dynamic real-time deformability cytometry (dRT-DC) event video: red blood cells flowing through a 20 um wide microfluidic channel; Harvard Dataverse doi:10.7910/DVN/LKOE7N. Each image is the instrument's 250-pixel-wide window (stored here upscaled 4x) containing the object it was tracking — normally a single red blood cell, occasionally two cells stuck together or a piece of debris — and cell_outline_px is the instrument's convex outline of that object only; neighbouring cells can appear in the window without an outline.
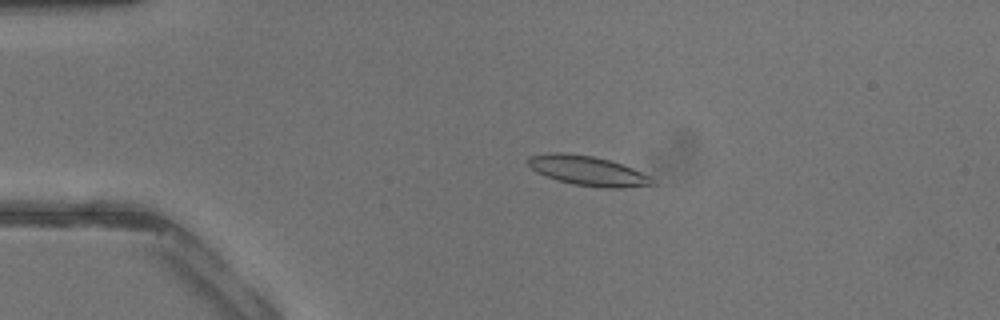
{"species": "common noctule bat (a hibernating species)", "species_latin": "Nyctalus noctula", "temperature_condition": "warm", "stored_images_in_passage": 42, "camera_frame_rate_fps": 3000, "um_per_image_px": 0.085, "animal": {"sex": "male", "body_mass_g": 13.3}, "frame": {"image": 1, "passage_image": 10, "time_ms": 3.0, "image_size_px": [1000, 320], "cell_outline_px": [[656, 184], [624, 188], [604, 188], [572, 184], [556, 180], [536, 172], [528, 164], [528, 156], [552, 152], [568, 152], [592, 156], [608, 160], [632, 168], [652, 176], [656, 180]], "centroid_in_image_um": [49.98, 14.52], "position_along_channel_um": 35.0, "area_um2": 21.68}}
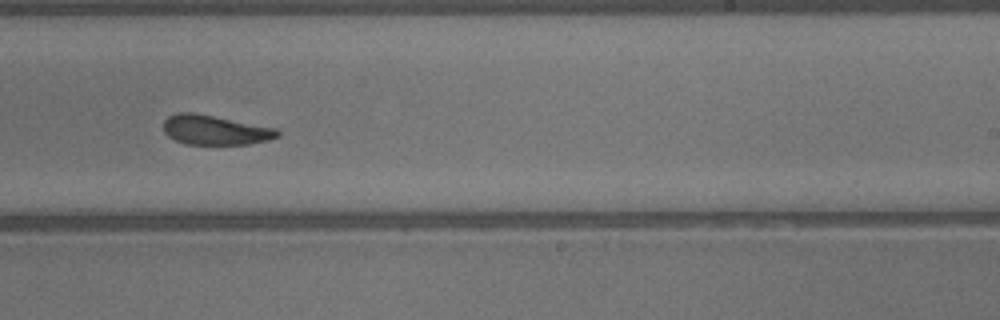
{"frame": {"image": 2, "passage_image": 27, "time_ms": 8.667, "image_size_px": [1000, 320], "cell_outline_px": [[280, 136], [268, 140], [248, 144], [184, 144], [168, 136], [164, 132], [164, 120], [168, 116], [176, 112], [192, 112], [276, 128], [280, 132]], "centroid_in_image_um": [18.26, 11.05], "position_along_channel_um": 270.7, "area_um2": 19.59}}
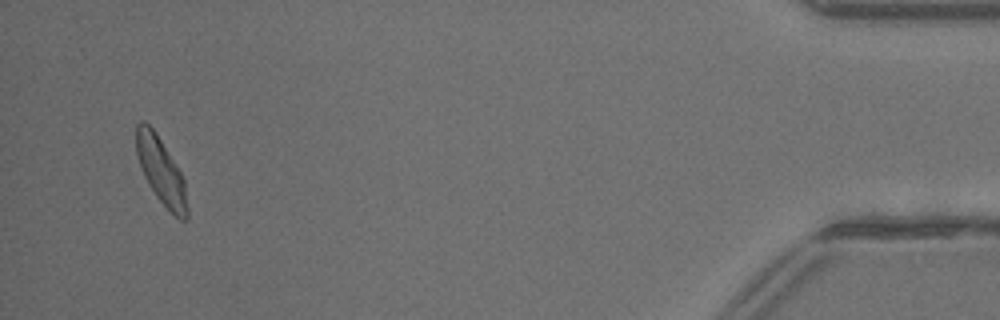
{"frame": {"image": 3, "passage_image": 41, "time_ms": 13.333, "image_size_px": [1000, 320], "cell_outline_px": [[188, 220], [180, 220], [156, 196], [144, 176], [140, 168], [136, 152], [136, 124], [140, 120], [144, 120], [156, 132], [180, 172], [184, 180], [188, 208]], "centroid_in_image_um": [13.67, 14.5], "position_along_channel_um": 421.5, "area_um2": 19.54}}